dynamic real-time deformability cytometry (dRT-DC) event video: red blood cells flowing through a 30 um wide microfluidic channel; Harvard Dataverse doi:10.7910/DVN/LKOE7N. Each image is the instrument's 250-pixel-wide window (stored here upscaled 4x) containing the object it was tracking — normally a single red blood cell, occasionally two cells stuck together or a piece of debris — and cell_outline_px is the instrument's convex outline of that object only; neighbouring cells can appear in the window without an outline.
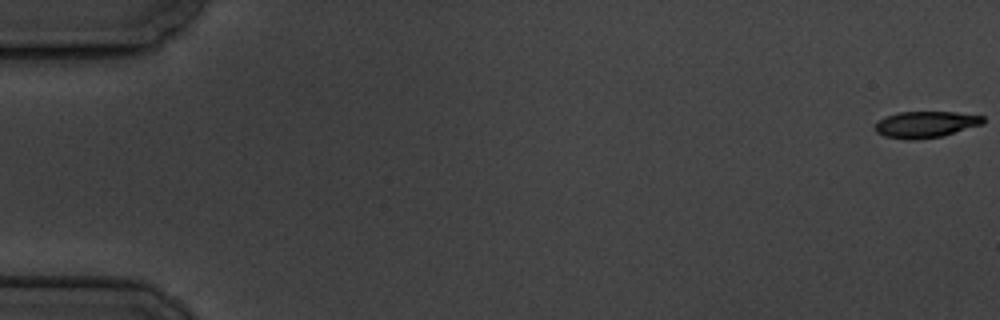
{"species": "common noctule bat (a hibernating species)", "species_latin": "Nyctalus noctula", "temperature_condition": "cold", "stored_images_in_passage": 6, "camera_frame_rate_fps": 3000, "um_per_image_px": 0.085, "animal": {"sex": "male", "body_mass_g": 19.5, "forearm_length_mm": 54.6}, "frame": {"image": 1, "passage_image": 1, "time_ms": 0.0, "image_size_px": [1000, 320], "cell_outline_px": [[984, 124], [944, 136], [916, 140], [908, 140], [884, 136], [876, 132], [872, 128], [884, 116], [900, 112], [956, 112], [984, 116]], "centroid_in_image_um": [78.68, 10.59], "position_along_channel_um": 6.3, "area_um2": 16.88}}
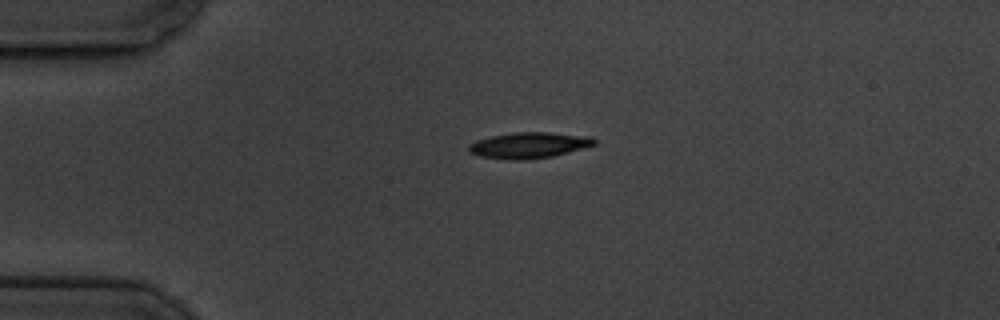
{"frame": {"image": 2, "passage_image": 5, "time_ms": 4.667, "image_size_px": [1000, 320], "cell_outline_px": [[596, 144], [568, 152], [552, 156], [520, 160], [516, 160], [480, 156], [468, 152], [468, 144], [476, 140], [492, 136], [512, 132], [548, 132], [592, 136], [596, 140]], "centroid_in_image_um": [44.95, 12.33], "position_along_channel_um": 40.0, "area_um2": 18.9}}